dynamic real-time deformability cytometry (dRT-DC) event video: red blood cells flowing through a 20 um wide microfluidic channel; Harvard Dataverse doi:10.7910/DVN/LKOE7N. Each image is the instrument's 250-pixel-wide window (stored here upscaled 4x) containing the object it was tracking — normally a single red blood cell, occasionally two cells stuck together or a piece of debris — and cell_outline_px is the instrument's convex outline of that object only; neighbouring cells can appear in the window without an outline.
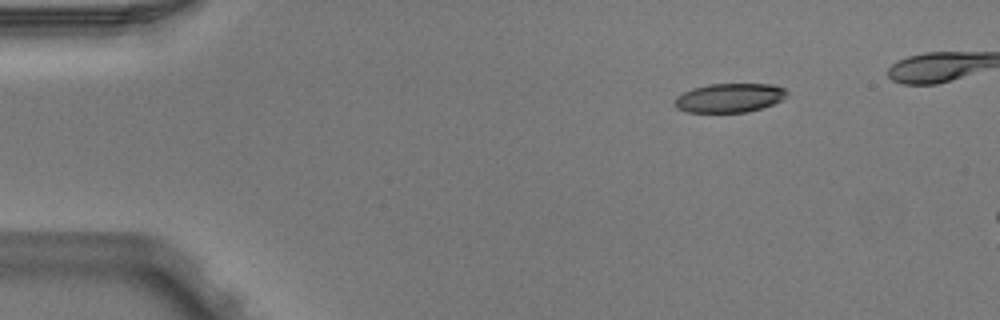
{"species": "Egyptian fruit bat (a non-hibernating species)", "species_latin": "Rousettus aegyptiacus", "temperature_condition": "warm", "stored_images_in_passage": 3, "camera_frame_rate_fps": 3000, "um_per_image_px": 0.085, "animal": {"sex": "male"}, "frame": {"image": 1, "passage_image": 1, "time_ms": 0.0, "image_size_px": [1000, 320], "cell_outline_px": [[788, 92], [780, 100], [772, 104], [748, 112], [688, 112], [676, 108], [672, 104], [672, 100], [676, 96], [692, 88], [708, 84], [772, 84], [784, 88]], "centroid_in_image_um": [61.93, 8.31], "position_along_channel_um": 23.1, "area_um2": 19.02}}